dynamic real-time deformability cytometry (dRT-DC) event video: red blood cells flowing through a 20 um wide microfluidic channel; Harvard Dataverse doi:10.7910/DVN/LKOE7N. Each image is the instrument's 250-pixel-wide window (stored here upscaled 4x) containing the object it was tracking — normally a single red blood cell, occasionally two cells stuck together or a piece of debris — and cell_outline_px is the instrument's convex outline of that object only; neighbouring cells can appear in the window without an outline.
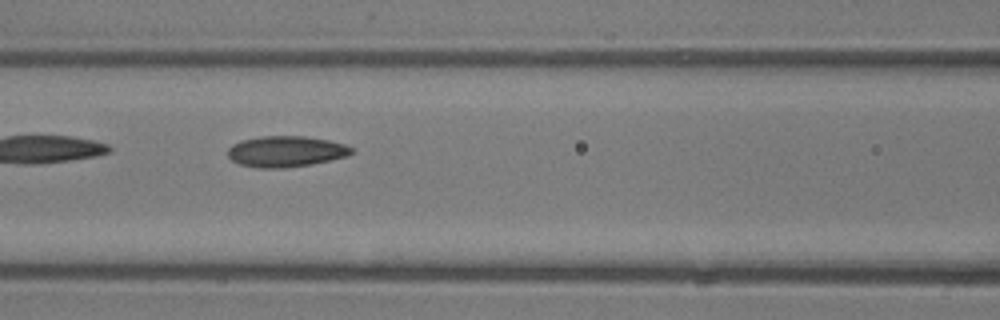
{"species": "common noctule bat (a hibernating species)", "species_latin": "Nyctalus noctula", "temperature_condition": "room temperature", "stored_images_in_passage": 7, "camera_frame_rate_fps": 3000, "um_per_image_px": 0.085, "animal": {"sex": "male", "body_mass_g": 13.3}, "frame": {"image": 1, "passage_image": 5, "time_ms": 1.333, "image_size_px": [1000, 320], "cell_outline_px": [[356, 152], [348, 156], [312, 164], [284, 168], [256, 168], [240, 164], [232, 160], [228, 156], [228, 148], [232, 144], [240, 140], [260, 136], [304, 136], [328, 140], [344, 144], [352, 148]], "centroid_in_image_um": [24.3, 12.87], "position_along_channel_um": 142.3, "area_um2": 22.48}}
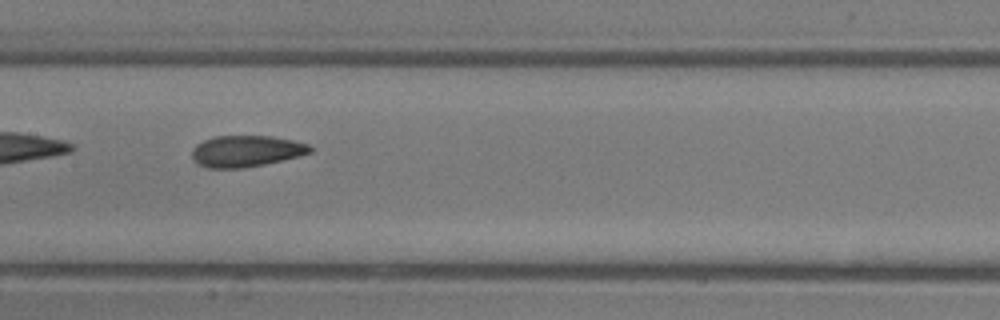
{"frame": {"image": 2, "passage_image": 6, "time_ms": 1.667, "image_size_px": [1000, 320], "cell_outline_px": [[312, 152], [300, 156], [284, 160], [244, 168], [208, 168], [196, 164], [192, 160], [192, 148], [196, 144], [212, 136], [272, 136], [292, 140], [308, 144], [312, 148]], "centroid_in_image_um": [20.89, 12.85], "position_along_channel_um": 186.5, "area_um2": 21.85}}
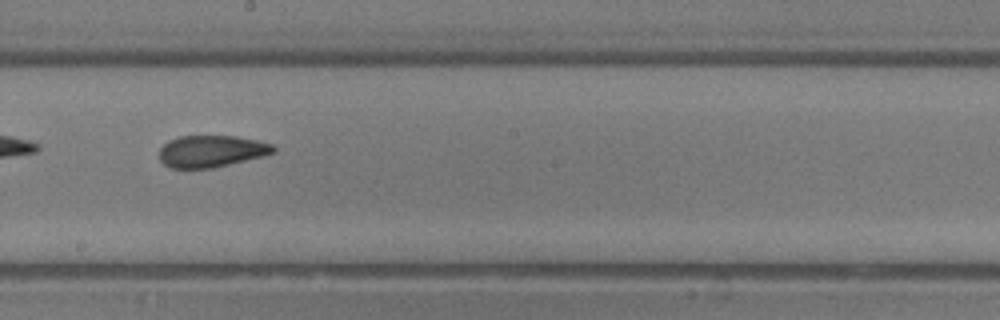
{"frame": {"image": 3, "passage_image": 7, "time_ms": 2.0, "image_size_px": [1000, 320], "cell_outline_px": [[276, 152], [264, 156], [212, 168], [172, 168], [164, 164], [160, 160], [160, 148], [168, 140], [180, 136], [236, 136], [256, 140], [272, 144], [276, 148]], "centroid_in_image_um": [17.98, 12.85], "position_along_channel_um": 230.2, "area_um2": 21.15}}